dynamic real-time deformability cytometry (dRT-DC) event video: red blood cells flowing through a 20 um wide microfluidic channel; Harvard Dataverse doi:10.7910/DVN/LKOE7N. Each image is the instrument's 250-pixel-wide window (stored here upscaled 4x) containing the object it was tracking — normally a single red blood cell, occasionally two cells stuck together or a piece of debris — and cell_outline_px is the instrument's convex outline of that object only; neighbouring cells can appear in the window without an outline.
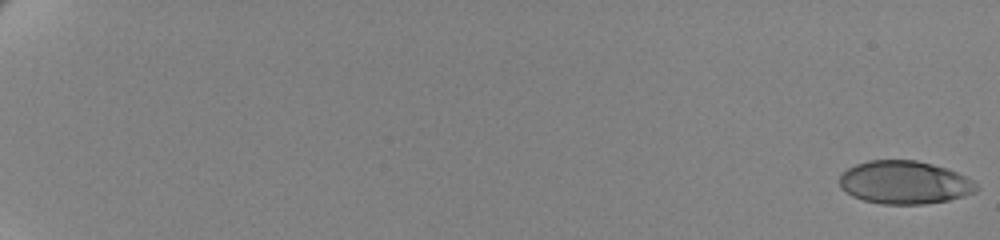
{"species": "human", "species_latin": "Homo sapiens", "temperature_condition": "cold", "stored_images_in_passage": 62, "camera_frame_rate_fps": 3000, "um_per_image_px": 0.085, "donor": {"sex": "female"}, "frame": {"image": 1, "passage_image": 1, "time_ms": 0.0, "image_size_px": [1000, 240], "cell_outline_px": [[980, 188], [976, 192], [964, 196], [948, 200], [924, 204], [880, 204], [864, 200], [852, 196], [840, 188], [840, 176], [848, 168], [856, 164], [868, 160], [916, 160], [948, 168], [972, 180]], "centroid_in_image_um": [76.89, 15.51], "position_along_channel_um": 8.1, "area_um2": 34.45}}
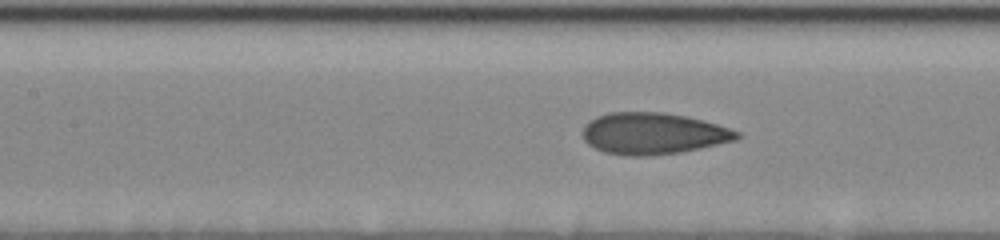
{"frame": {"image": 2, "passage_image": 33, "time_ms": 10.667, "image_size_px": [1000, 240], "cell_outline_px": [[740, 136], [736, 140], [700, 148], [680, 152], [644, 156], [628, 156], [604, 152], [588, 144], [584, 140], [584, 124], [596, 116], [608, 112], [664, 112], [684, 116], [716, 124], [740, 132]], "centroid_in_image_um": [55.48, 11.34], "position_along_channel_um": 151.9, "area_um2": 37.11}}
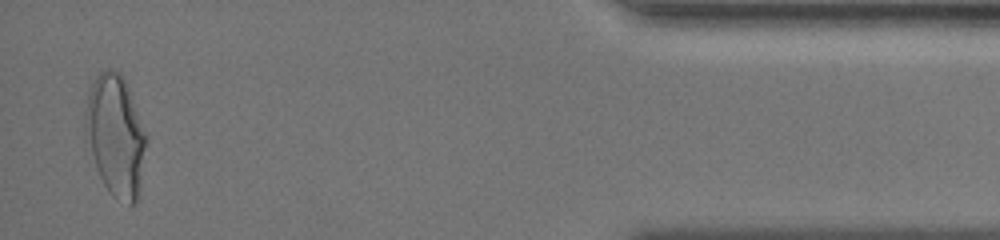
{"frame": {"image": 3, "passage_image": 61, "time_ms": 20.0, "image_size_px": [1000, 240], "cell_outline_px": [[148, 140], [140, 196], [132, 204], [128, 204], [116, 200], [112, 196], [104, 184], [96, 168], [84, 132], [84, 112], [88, 92], [96, 76], [104, 68], [112, 68], [120, 72], [128, 88], [148, 136]], "centroid_in_image_um": [9.84, 11.54], "position_along_channel_um": 425.4, "area_um2": 43.81}, "authors_computed_cell_mechanics": {"area_um2": 36.0383, "velocity_mm_per_s": 3.4858, "shape_relaxation_time_tau1_ms": 3.9398, "shape_relaxation_time_tau2_ms": 0.9229, "deformation_change_tau1": 0.1569, "deformation_change_tau2": 0.0685}}